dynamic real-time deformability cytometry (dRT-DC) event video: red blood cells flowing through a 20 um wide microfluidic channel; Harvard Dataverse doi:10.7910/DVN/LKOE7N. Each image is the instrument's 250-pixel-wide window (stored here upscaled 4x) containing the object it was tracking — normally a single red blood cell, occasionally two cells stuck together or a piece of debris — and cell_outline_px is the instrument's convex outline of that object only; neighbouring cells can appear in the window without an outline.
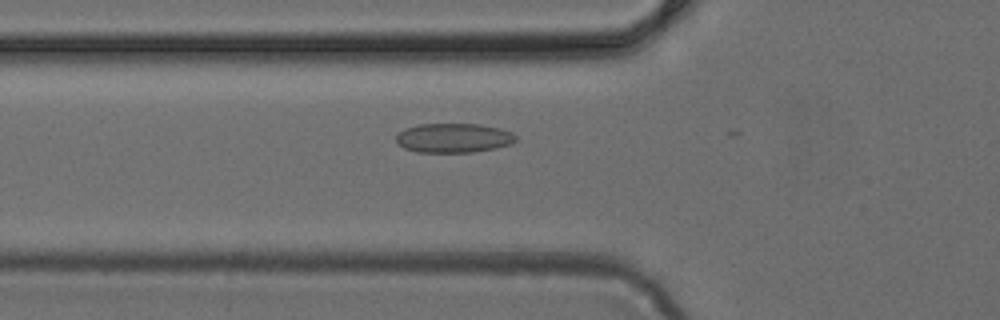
{"species": "common noctule bat (a hibernating species)", "species_latin": "Nyctalus noctula", "temperature_condition": "cold", "stored_images_in_passage": 15, "camera_frame_rate_fps": 3000, "um_per_image_px": 0.085, "animal": {"sex": "female", "body_mass_g": 24.6, "forearm_length_mm": 56.2}, "frame": {"image": 1, "passage_image": 7, "time_ms": 2.0, "image_size_px": [1000, 320], "cell_outline_px": [[516, 140], [508, 144], [496, 148], [472, 152], [416, 152], [404, 148], [396, 140], [396, 136], [404, 128], [420, 124], [480, 124], [500, 128], [512, 132], [516, 136]], "centroid_in_image_um": [38.55, 11.72], "position_along_channel_um": 87.2, "area_um2": 20.4}}
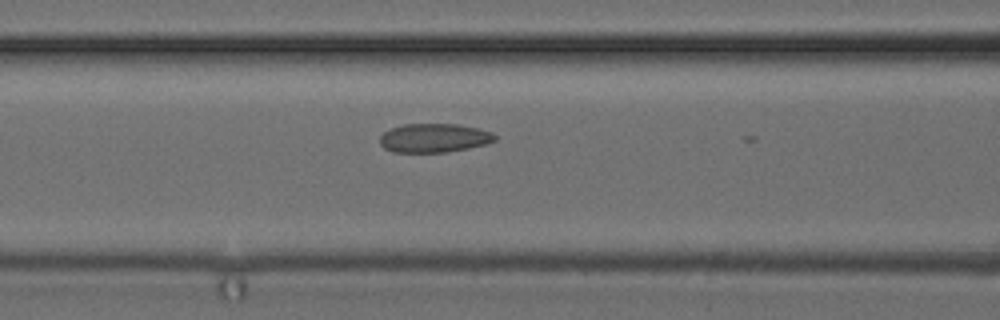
{"frame": {"image": 2, "passage_image": 10, "time_ms": 3.0, "image_size_px": [1000, 320], "cell_outline_px": [[496, 140], [484, 144], [468, 148], [448, 152], [392, 152], [384, 148], [380, 144], [380, 136], [384, 132], [392, 128], [404, 124], [460, 124], [480, 128], [492, 132], [496, 136]], "centroid_in_image_um": [36.91, 11.72], "position_along_channel_um": 129.7, "area_um2": 19.42}}
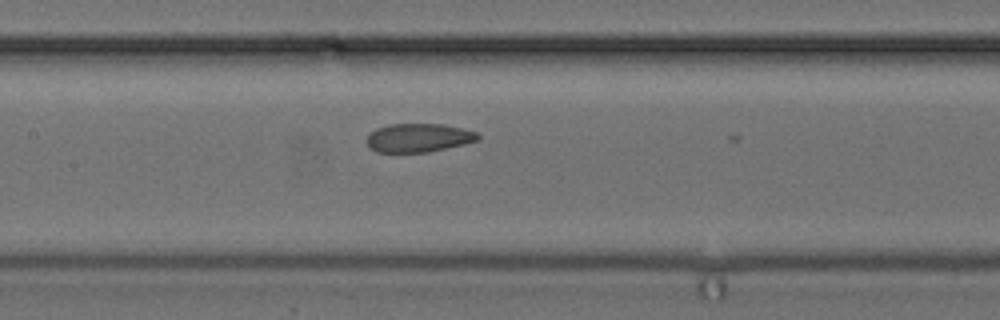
{"frame": {"image": 3, "passage_image": 13, "time_ms": 4.0, "image_size_px": [1000, 320], "cell_outline_px": [[480, 140], [464, 144], [428, 152], [376, 152], [368, 148], [368, 136], [376, 128], [388, 124], [444, 124], [476, 132], [480, 136]], "centroid_in_image_um": [35.58, 11.71], "position_along_channel_um": 171.8, "area_um2": 18.5}}